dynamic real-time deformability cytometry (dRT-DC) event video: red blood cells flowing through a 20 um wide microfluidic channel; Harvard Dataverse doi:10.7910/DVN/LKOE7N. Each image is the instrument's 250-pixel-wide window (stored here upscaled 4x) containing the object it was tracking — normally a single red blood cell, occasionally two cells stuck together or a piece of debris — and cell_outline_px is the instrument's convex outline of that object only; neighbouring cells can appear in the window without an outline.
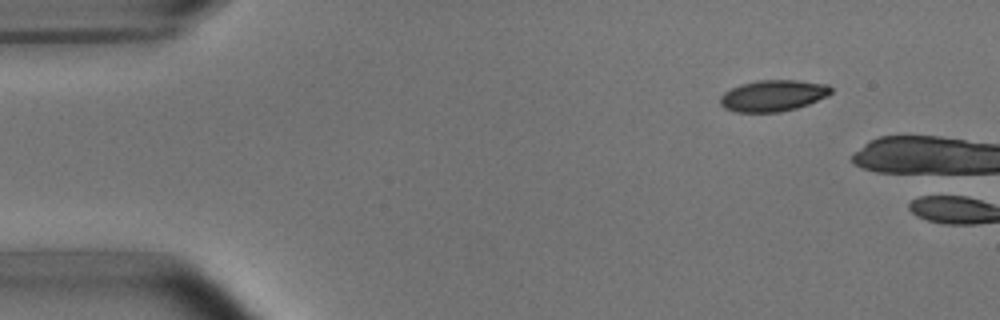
{"species": "common noctule bat (a hibernating species)", "species_latin": "Nyctalus noctula", "temperature_condition": "room temperature", "stored_images_in_passage": 2, "camera_frame_rate_fps": 3000, "um_per_image_px": 0.085, "animal": {"sex": "male", "body_mass_g": 15.6}, "frame": {"image": 1, "passage_image": 1, "time_ms": 0.0, "image_size_px": [1000, 320], "cell_outline_px": [[832, 92], [828, 96], [808, 104], [796, 108], [780, 112], [736, 112], [724, 108], [720, 104], [720, 96], [724, 92], [740, 84], [760, 80], [800, 80], [828, 84], [832, 88]], "centroid_in_image_um": [65.72, 8.12], "position_along_channel_um": 19.3, "area_um2": 20.35}}